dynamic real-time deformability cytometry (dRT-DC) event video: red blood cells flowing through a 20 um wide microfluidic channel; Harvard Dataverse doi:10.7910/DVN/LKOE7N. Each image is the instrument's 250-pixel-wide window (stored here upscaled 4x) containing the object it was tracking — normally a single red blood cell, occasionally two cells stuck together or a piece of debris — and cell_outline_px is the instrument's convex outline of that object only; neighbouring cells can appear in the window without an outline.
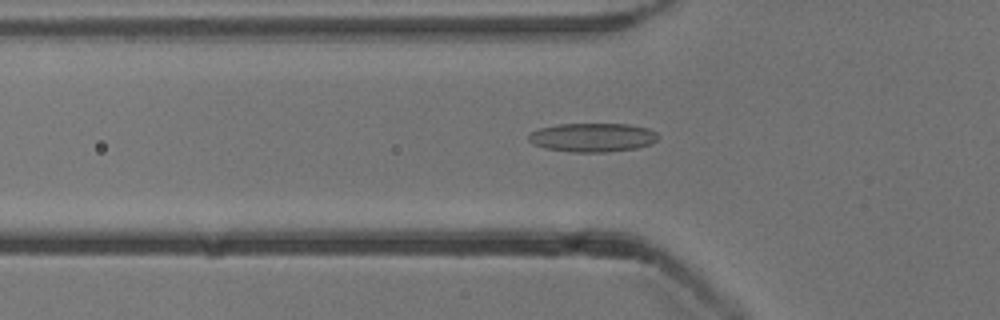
{"species": "common noctule bat (a hibernating species)", "species_latin": "Nyctalus noctula", "temperature_condition": "cold", "stored_images_in_passage": 46, "camera_frame_rate_fps": 3000, "um_per_image_px": 0.085, "animal": {"sex": "male", "body_mass_g": 13.3}, "frame": {"image": 1, "passage_image": 11, "time_ms": 3.333, "image_size_px": [1000, 320], "cell_outline_px": [[660, 136], [652, 144], [636, 148], [608, 152], [572, 152], [544, 148], [528, 140], [528, 136], [532, 132], [540, 128], [560, 124], [628, 124], [648, 128], [656, 132]], "centroid_in_image_um": [50.41, 11.68], "position_along_channel_um": 75.4, "area_um2": 21.73}}
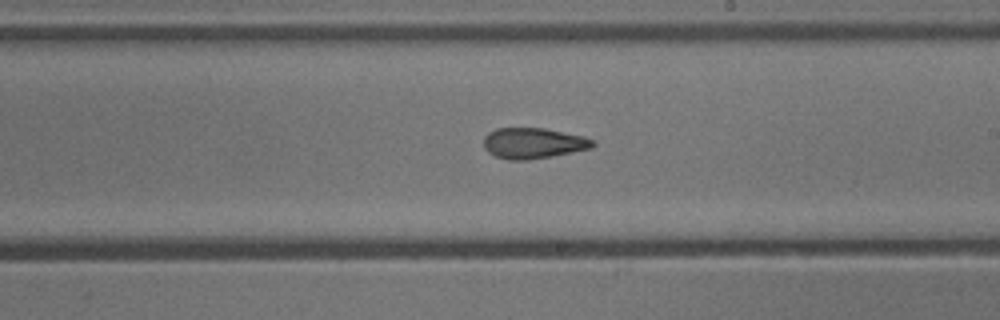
{"frame": {"image": 2, "passage_image": 24, "time_ms": 7.667, "image_size_px": [1000, 320], "cell_outline_px": [[596, 144], [592, 148], [552, 156], [528, 160], [508, 160], [496, 156], [488, 152], [484, 148], [484, 136], [488, 132], [496, 128], [544, 128], [584, 136], [592, 140]], "centroid_in_image_um": [45.31, 12.17], "position_along_channel_um": 243.7, "area_um2": 19.59}}
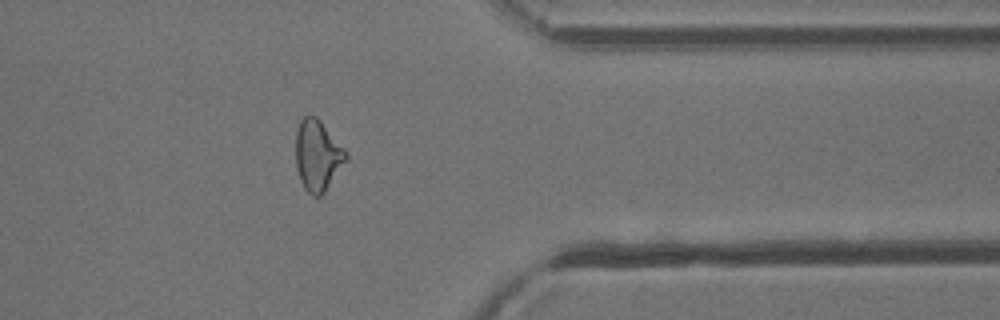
{"frame": {"image": 3, "passage_image": 36, "time_ms": 11.667, "image_size_px": [1000, 320], "cell_outline_px": [[348, 156], [324, 192], [320, 196], [312, 196], [304, 188], [300, 180], [296, 164], [296, 132], [300, 120], [304, 116], [316, 116], [320, 120], [348, 152]], "centroid_in_image_um": [26.98, 13.19], "position_along_channel_um": 384.4, "area_um2": 20.46}, "authors_computed_cell_mechanics": {"area_um2": 20.1144, "velocity_mm_per_s": 3.8585, "shape_relaxation_time_tau1_ms": null, "shape_relaxation_time_tau2_ms": 2.75, "deformation_change_tau1": null, "deformation_change_tau2": 0.1093}}